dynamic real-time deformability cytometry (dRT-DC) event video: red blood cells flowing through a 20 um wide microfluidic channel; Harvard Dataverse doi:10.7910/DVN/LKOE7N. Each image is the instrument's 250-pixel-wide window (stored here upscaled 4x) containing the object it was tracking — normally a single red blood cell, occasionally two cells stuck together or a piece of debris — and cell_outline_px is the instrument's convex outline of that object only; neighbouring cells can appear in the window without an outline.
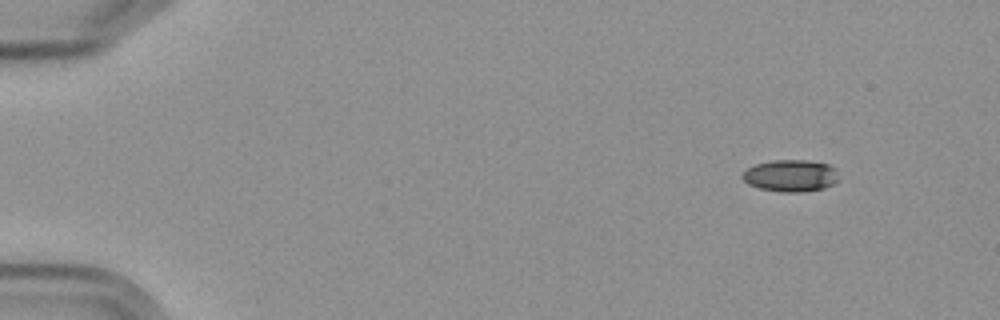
{"species": "Egyptian fruit bat (a non-hibernating species)", "species_latin": "Rousettus aegyptiacus", "temperature_condition": "cold", "stored_images_in_passage": 9, "camera_frame_rate_fps": 3000, "um_per_image_px": 0.085, "frame": {"image": 1, "passage_image": 1, "time_ms": 0.0, "image_size_px": [1000, 320], "cell_outline_px": [[840, 180], [824, 188], [804, 192], [780, 192], [760, 188], [748, 184], [740, 176], [748, 168], [756, 164], [772, 160], [804, 160], [828, 164], [836, 168]], "centroid_in_image_um": [67.23, 14.94], "position_along_channel_um": 17.8, "area_um2": 18.03}}
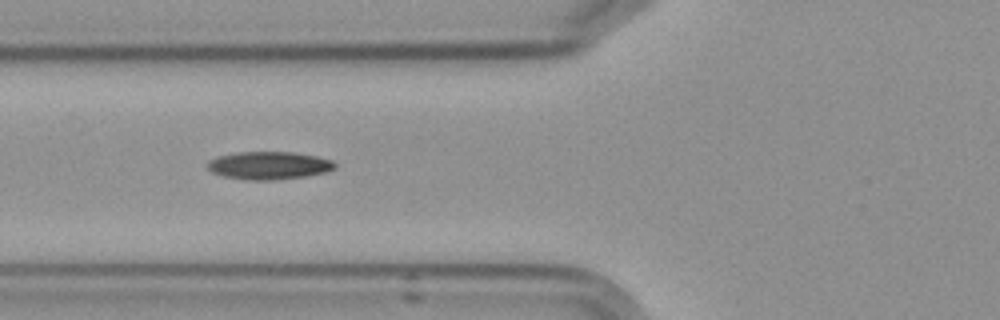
{"frame": {"image": 2, "passage_image": 6, "time_ms": 5.667, "image_size_px": [1000, 320], "cell_outline_px": [[336, 168], [324, 172], [304, 176], [268, 180], [248, 180], [224, 176], [212, 172], [208, 168], [208, 160], [220, 156], [236, 152], [292, 152], [316, 156], [332, 160], [336, 164]], "centroid_in_image_um": [22.85, 14.05], "position_along_channel_um": 102.9, "area_um2": 20.4}}
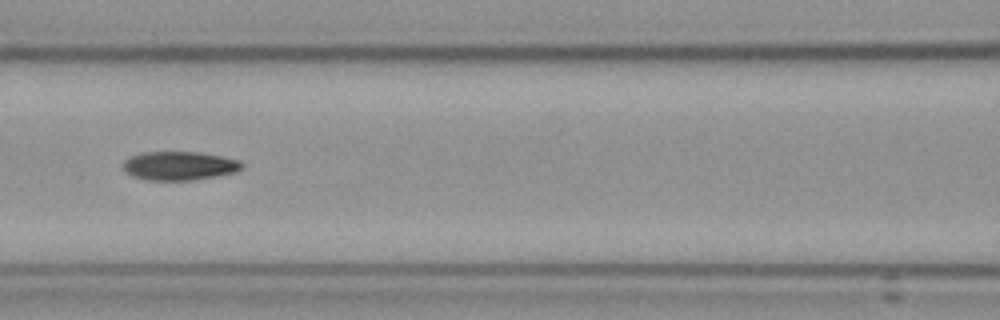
{"frame": {"image": 3, "passage_image": 7, "time_ms": 7.0, "image_size_px": [1000, 320], "cell_outline_px": [[244, 168], [232, 172], [192, 180], [148, 180], [132, 176], [124, 172], [124, 160], [132, 156], [144, 152], [196, 152], [220, 156], [240, 160], [244, 164]], "centroid_in_image_um": [15.22, 14.09], "position_along_channel_um": 151.4, "area_um2": 19.65}}